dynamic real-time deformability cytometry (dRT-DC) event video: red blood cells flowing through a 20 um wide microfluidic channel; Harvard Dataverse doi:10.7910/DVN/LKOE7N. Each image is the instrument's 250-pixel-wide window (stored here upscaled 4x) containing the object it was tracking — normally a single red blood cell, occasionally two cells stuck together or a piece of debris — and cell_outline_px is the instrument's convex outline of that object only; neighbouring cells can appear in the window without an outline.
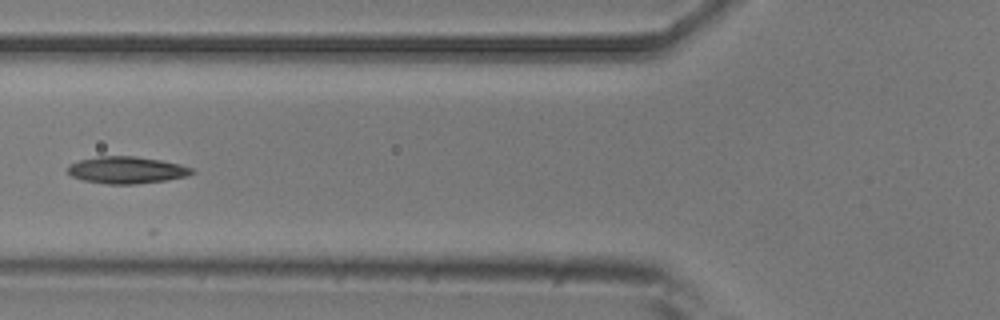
{"species": "common noctule bat (a hibernating species)", "species_latin": "Nyctalus noctula", "temperature_condition": "room temperature", "stored_images_in_passage": 5, "camera_frame_rate_fps": 3000, "um_per_image_px": 0.085, "animal": {"sex": "male", "body_mass_g": 20.5, "forearm_length_mm": 52.5}, "frame": {"image": 1, "passage_image": 4, "time_ms": 4.333, "image_size_px": [1000, 320], "cell_outline_px": [[196, 172], [188, 176], [164, 180], [136, 184], [108, 184], [84, 180], [72, 176], [68, 172], [68, 164], [80, 160], [100, 156], [136, 156], [160, 160], [180, 164], [192, 168]], "centroid_in_image_um": [10.78, 14.45], "position_along_channel_um": 115.0, "area_um2": 19.42}}
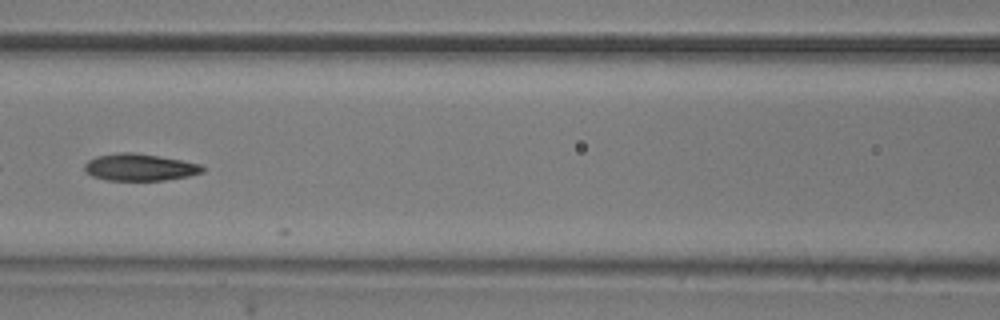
{"frame": {"image": 2, "passage_image": 5, "time_ms": 5.333, "image_size_px": [1000, 320], "cell_outline_px": [[204, 172], [188, 176], [164, 180], [104, 180], [92, 176], [84, 168], [84, 164], [88, 160], [96, 156], [120, 152], [136, 152], [180, 160], [200, 164], [204, 168]], "centroid_in_image_um": [11.85, 14.21], "position_along_channel_um": 154.7, "area_um2": 18.5}}